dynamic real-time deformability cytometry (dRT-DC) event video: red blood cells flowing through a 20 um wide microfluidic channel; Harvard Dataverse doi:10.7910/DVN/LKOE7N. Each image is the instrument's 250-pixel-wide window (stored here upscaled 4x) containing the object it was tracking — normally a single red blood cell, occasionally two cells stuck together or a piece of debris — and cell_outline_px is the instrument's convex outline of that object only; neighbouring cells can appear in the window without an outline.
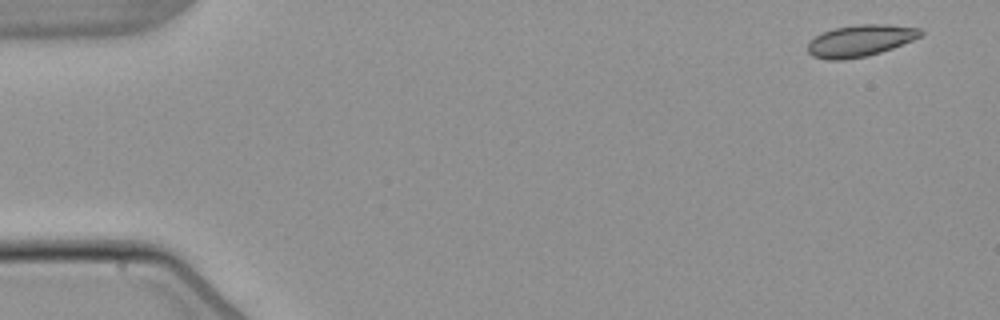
{"species": "common noctule bat (a hibernating species)", "species_latin": "Nyctalus noctula", "temperature_condition": "warm", "stored_images_in_passage": 6, "camera_frame_rate_fps": 3000, "um_per_image_px": 0.085, "animal": {"sex": "male", "body_mass_g": 21.5, "forearm_length_mm": 52.0}, "frame": {"image": 1, "passage_image": 1, "time_ms": 0.0, "image_size_px": [1000, 320], "cell_outline_px": [[924, 32], [920, 36], [912, 40], [892, 48], [868, 56], [844, 60], [828, 60], [812, 56], [808, 52], [808, 44], [816, 36], [824, 32], [836, 28], [856, 24], [888, 24], [920, 28]], "centroid_in_image_um": [73.13, 3.46], "position_along_channel_um": 11.9, "area_um2": 20.75}}
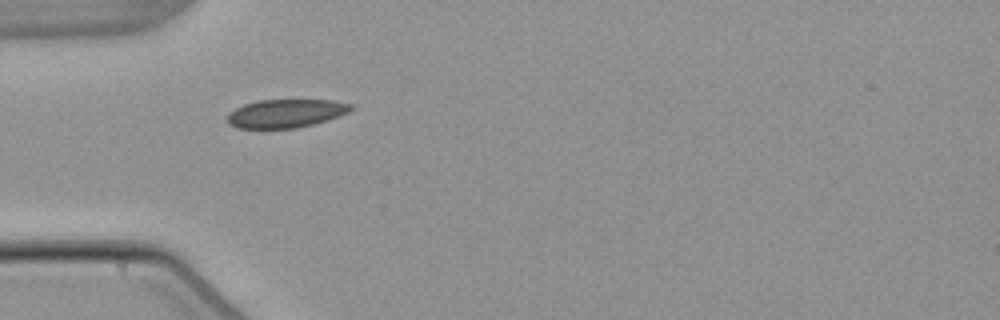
{"frame": {"image": 2, "passage_image": 3, "time_ms": 4.667, "image_size_px": [1000, 320], "cell_outline_px": [[356, 108], [348, 112], [328, 120], [296, 128], [236, 128], [228, 124], [228, 112], [244, 104], [260, 100], [332, 100], [352, 104]], "centroid_in_image_um": [24.31, 9.64], "position_along_channel_um": 60.7, "area_um2": 20.46}}